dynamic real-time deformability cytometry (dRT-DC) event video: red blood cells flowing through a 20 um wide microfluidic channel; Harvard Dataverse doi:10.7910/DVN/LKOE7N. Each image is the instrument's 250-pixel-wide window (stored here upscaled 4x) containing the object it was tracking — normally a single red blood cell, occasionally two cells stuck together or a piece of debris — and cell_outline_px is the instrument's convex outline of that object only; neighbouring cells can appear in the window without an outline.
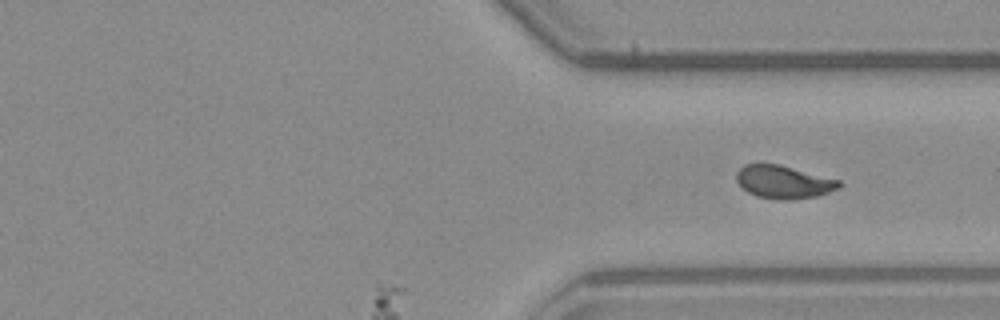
{"species": "common noctule bat (a hibernating species)", "species_latin": "Nyctalus noctula", "temperature_condition": "warm", "stored_images_in_passage": 33, "camera_frame_rate_fps": 3000, "um_per_image_px": 0.085, "animal": {"sex": "male", "body_mass_g": 23.1, "forearm_length_mm": 52.7}, "frame": {"image": 1, "passage_image": 33, "time_ms": 10.667, "image_size_px": [1000, 320], "cell_outline_px": [[844, 184], [840, 188], [816, 196], [792, 200], [780, 200], [756, 196], [748, 192], [736, 180], [736, 172], [744, 164], [780, 164], [840, 180]], "centroid_in_image_um": [66.63, 15.47], "position_along_channel_um": 344.8, "area_um2": 19.83}}